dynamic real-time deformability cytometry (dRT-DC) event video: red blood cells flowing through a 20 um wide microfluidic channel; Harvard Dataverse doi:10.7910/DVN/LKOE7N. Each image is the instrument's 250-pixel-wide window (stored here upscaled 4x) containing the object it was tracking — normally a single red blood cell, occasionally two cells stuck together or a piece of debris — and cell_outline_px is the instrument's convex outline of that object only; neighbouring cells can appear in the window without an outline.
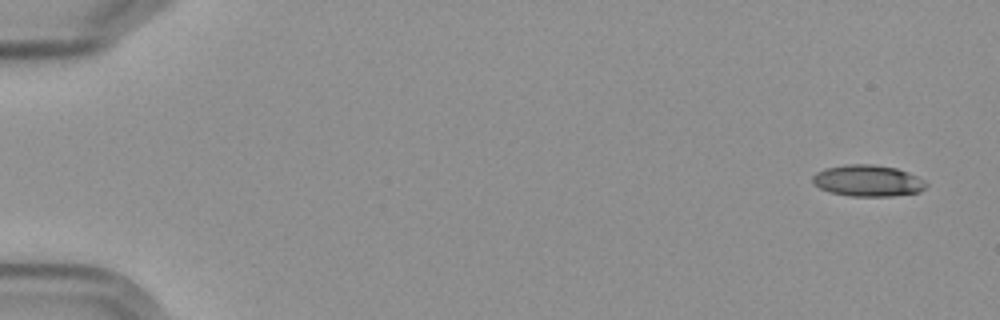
{"species": "Egyptian fruit bat (a non-hibernating species)", "species_latin": "Rousettus aegyptiacus", "temperature_condition": "cold", "stored_images_in_passage": 6, "camera_frame_rate_fps": 3000, "um_per_image_px": 0.085, "frame": {"image": 1, "passage_image": 1, "time_ms": 0.0, "image_size_px": [1000, 320], "cell_outline_px": [[928, 184], [920, 192], [892, 196], [852, 196], [828, 192], [812, 184], [812, 176], [816, 172], [824, 168], [844, 164], [872, 164], [896, 168], [908, 172], [924, 180]], "centroid_in_image_um": [73.73, 15.36], "position_along_channel_um": 11.3, "area_um2": 20.98}}
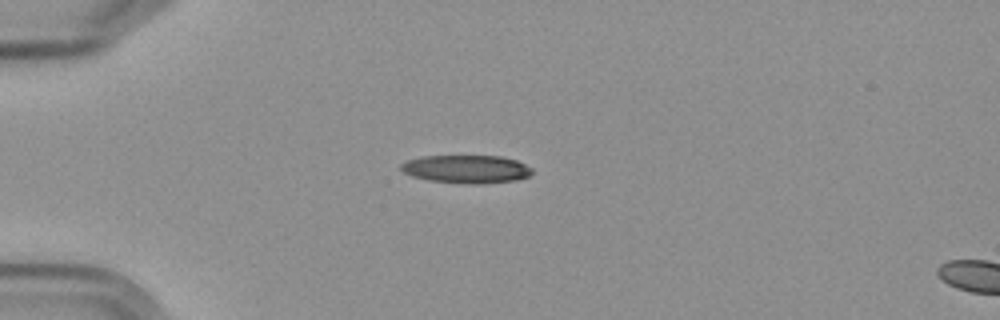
{"frame": {"image": 2, "passage_image": 5, "time_ms": 4.333, "image_size_px": [1000, 320], "cell_outline_px": [[532, 172], [528, 176], [516, 180], [480, 184], [476, 184], [428, 180], [412, 176], [404, 172], [400, 168], [400, 164], [408, 160], [420, 156], [500, 156], [516, 160], [532, 168]], "centroid_in_image_um": [39.63, 14.37], "position_along_channel_um": 45.4, "area_um2": 21.33}}